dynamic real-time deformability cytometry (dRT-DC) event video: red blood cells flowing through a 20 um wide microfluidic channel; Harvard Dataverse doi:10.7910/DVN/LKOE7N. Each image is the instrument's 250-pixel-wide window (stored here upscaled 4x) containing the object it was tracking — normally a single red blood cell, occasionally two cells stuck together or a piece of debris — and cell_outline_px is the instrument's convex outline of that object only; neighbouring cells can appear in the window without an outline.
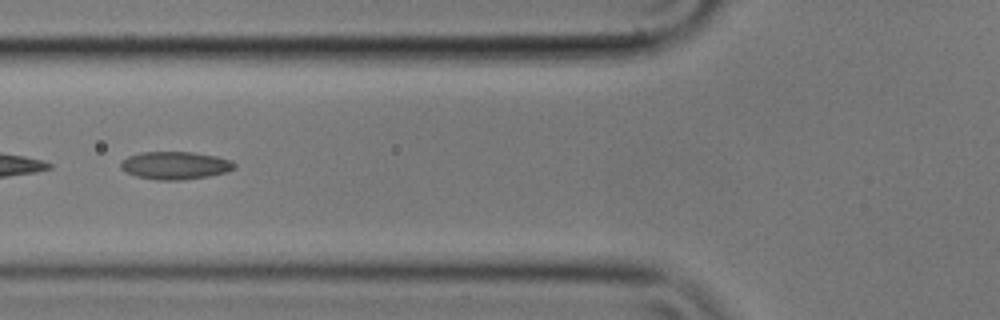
{"species": "common noctule bat (a hibernating species)", "species_latin": "Nyctalus noctula", "temperature_condition": "cold", "stored_images_in_passage": 47, "camera_frame_rate_fps": 3000, "um_per_image_px": 0.085, "animal": {"sex": "male", "body_mass_g": 17.9}, "frame": {"image": 1, "passage_image": 21, "time_ms": 6.667, "image_size_px": [1000, 320], "cell_outline_px": [[236, 168], [228, 172], [208, 176], [180, 180], [156, 180], [136, 176], [120, 168], [120, 164], [128, 156], [140, 152], [192, 152], [216, 156], [232, 160], [236, 164]], "centroid_in_image_um": [14.93, 14.06], "position_along_channel_um": 110.9, "area_um2": 18.44}, "authors_computed_cell_mechanics": {"area_um2": 18.4382, "velocity_mm_per_s": 3.5416, "shape_relaxation_time_tau1_ms": null, "shape_relaxation_time_tau2_ms": 2.2076, "deformation_change_tau1": null, "deformation_change_tau2": 0.0875}}